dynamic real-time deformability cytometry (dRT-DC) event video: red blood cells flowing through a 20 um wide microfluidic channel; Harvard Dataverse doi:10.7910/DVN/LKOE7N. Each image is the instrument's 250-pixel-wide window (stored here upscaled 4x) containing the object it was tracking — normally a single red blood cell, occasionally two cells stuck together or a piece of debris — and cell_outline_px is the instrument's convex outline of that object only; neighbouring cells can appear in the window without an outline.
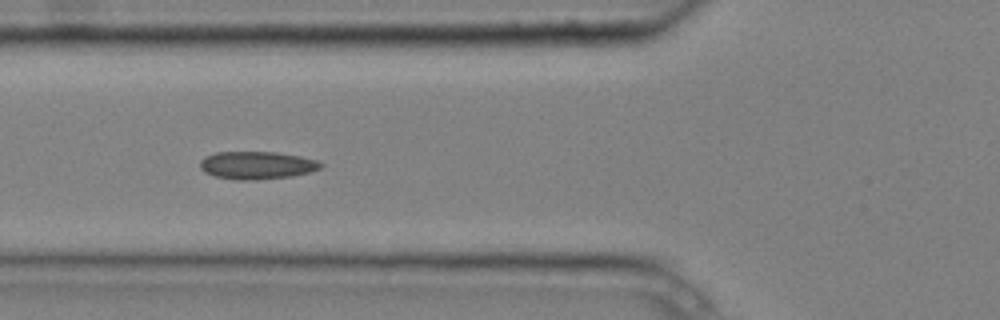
{"species": "common noctule bat (a hibernating species)", "species_latin": "Nyctalus noctula", "temperature_condition": "cold", "stored_images_in_passage": 9, "camera_frame_rate_fps": 3000, "um_per_image_px": 0.085, "animal": {"sex": "male", "body_mass_g": 20.4}, "frame": {"image": 1, "passage_image": 4, "time_ms": 1.0, "image_size_px": [1000, 320], "cell_outline_px": [[324, 164], [320, 168], [308, 172], [292, 176], [256, 180], [236, 180], [216, 176], [204, 172], [200, 168], [200, 160], [204, 156], [216, 152], [276, 152], [300, 156], [316, 160]], "centroid_in_image_um": [21.81, 14.04], "position_along_channel_um": 104.0, "area_um2": 19.54}}
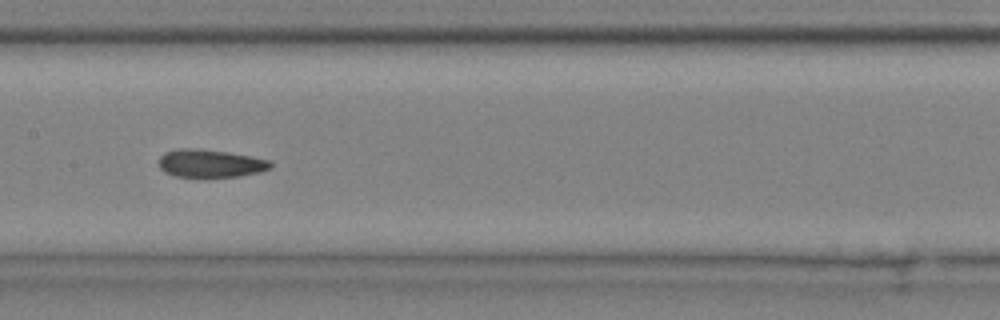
{"frame": {"image": 2, "passage_image": 6, "time_ms": 1.667, "image_size_px": [1000, 320], "cell_outline_px": [[272, 168], [260, 172], [240, 176], [176, 176], [164, 172], [160, 168], [160, 156], [164, 152], [180, 148], [196, 148], [228, 152], [272, 160]], "centroid_in_image_um": [17.91, 13.87], "position_along_channel_um": 189.5, "area_um2": 18.09}}